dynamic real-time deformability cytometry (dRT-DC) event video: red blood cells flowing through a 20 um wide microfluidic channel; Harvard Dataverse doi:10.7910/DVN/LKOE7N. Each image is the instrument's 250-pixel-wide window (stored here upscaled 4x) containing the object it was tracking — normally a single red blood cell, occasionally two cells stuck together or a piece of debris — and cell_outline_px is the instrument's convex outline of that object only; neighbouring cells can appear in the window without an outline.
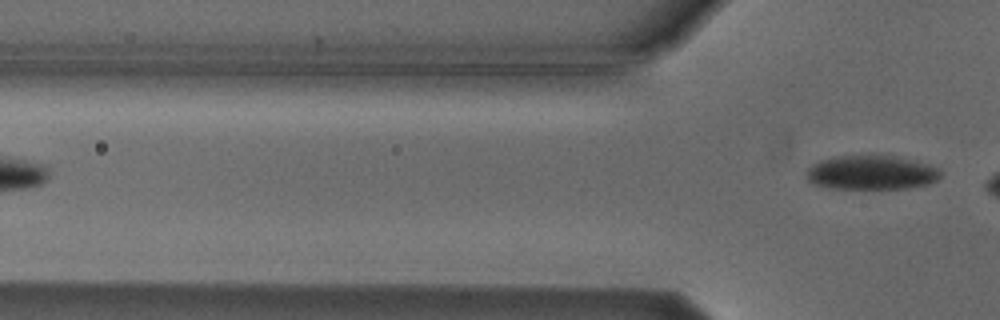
{"species": "Egyptian fruit bat (a non-hibernating species)", "species_latin": "Rousettus aegyptiacus", "temperature_condition": "cold", "stored_images_in_passage": 2, "camera_frame_rate_fps": 3000, "um_per_image_px": 0.085, "animal": {"sex": "male"}, "frame": {"image": 1, "passage_image": 2, "time_ms": 1.333, "image_size_px": [1000, 320], "cell_outline_px": [[940, 176], [936, 180], [928, 184], [908, 188], [828, 188], [812, 184], [808, 180], [804, 172], [812, 164], [820, 160], [832, 156], [896, 156], [928, 164], [940, 168]], "centroid_in_image_um": [74.02, 14.67], "position_along_channel_um": 51.8, "area_um2": 26.76}}